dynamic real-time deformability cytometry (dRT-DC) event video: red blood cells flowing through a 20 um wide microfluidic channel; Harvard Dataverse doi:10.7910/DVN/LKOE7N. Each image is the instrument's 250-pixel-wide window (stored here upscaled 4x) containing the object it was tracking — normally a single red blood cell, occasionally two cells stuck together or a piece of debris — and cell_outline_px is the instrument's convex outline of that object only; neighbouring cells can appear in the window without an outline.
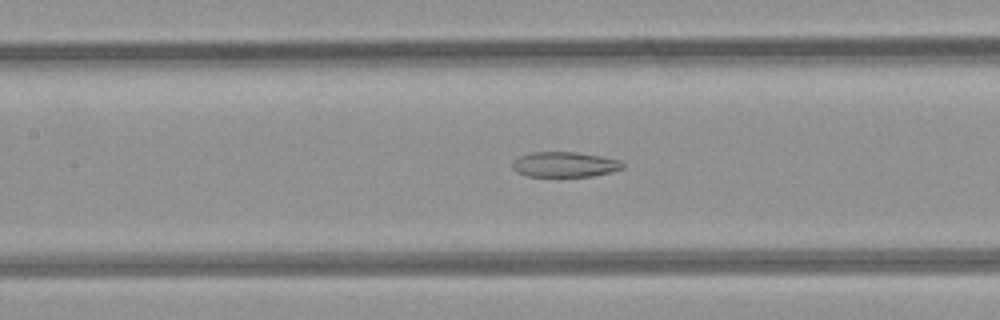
{"species": "common noctule bat (a hibernating species)", "species_latin": "Nyctalus noctula", "temperature_condition": "room temperature", "stored_images_in_passage": 41, "camera_frame_rate_fps": 3000, "um_per_image_px": 0.085, "animal": {"sex": "female", "body_mass_g": 21.9}, "frame": {"image": 1, "passage_image": 24, "time_ms": 7.667, "image_size_px": [1000, 320], "cell_outline_px": [[624, 168], [612, 172], [592, 176], [528, 176], [516, 172], [512, 168], [512, 164], [520, 156], [532, 152], [576, 152], [600, 156], [620, 160], [624, 164]], "centroid_in_image_um": [48.02, 13.98], "position_along_channel_um": 159.4, "area_um2": 16.13}}
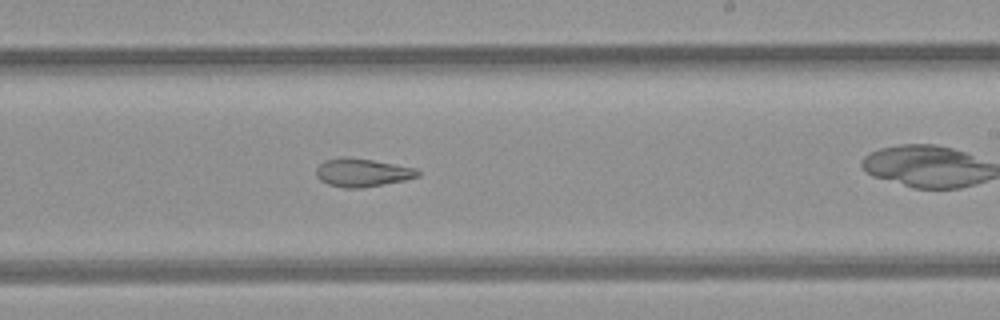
{"frame": {"image": 2, "passage_image": 31, "time_ms": 10.0, "image_size_px": [1000, 320], "cell_outline_px": [[420, 176], [404, 180], [360, 188], [344, 188], [328, 184], [320, 180], [316, 176], [316, 168], [324, 160], [372, 160], [416, 168], [420, 172]], "centroid_in_image_um": [30.82, 14.71], "position_along_channel_um": 258.2, "area_um2": 15.95}}
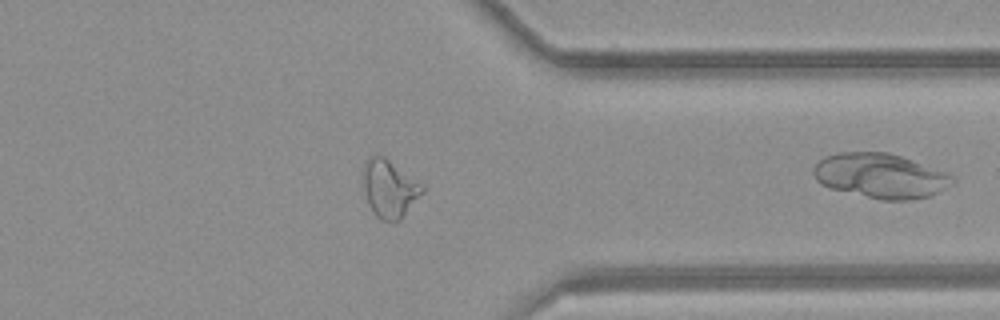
{"frame": {"image": 3, "passage_image": 40, "time_ms": 13.0, "image_size_px": [1000, 320], "cell_outline_px": [[424, 192], [400, 220], [380, 220], [376, 216], [368, 204], [364, 188], [364, 172], [368, 160], [372, 156], [384, 156], [420, 184], [424, 188]], "centroid_in_image_um": [33.11, 16.07], "position_along_channel_um": 378.3, "area_um2": 19.13}}